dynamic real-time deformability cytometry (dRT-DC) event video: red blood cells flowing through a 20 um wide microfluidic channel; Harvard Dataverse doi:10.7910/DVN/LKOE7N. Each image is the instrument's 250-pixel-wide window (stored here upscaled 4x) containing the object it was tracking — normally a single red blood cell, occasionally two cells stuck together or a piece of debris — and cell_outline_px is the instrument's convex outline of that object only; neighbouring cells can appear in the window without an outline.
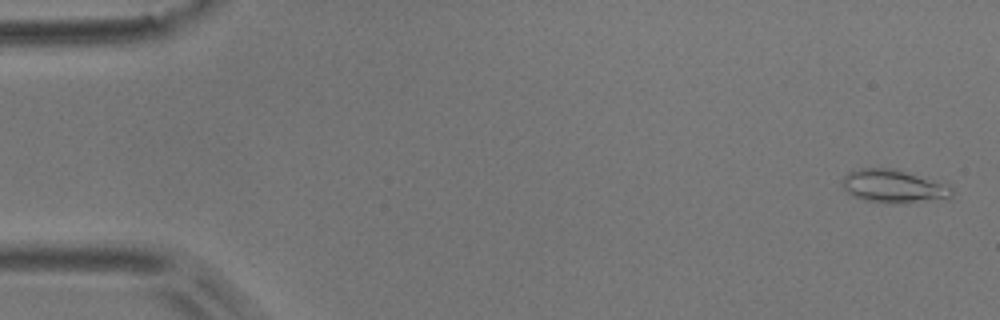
{"species": "common noctule bat (a hibernating species)", "species_latin": "Nyctalus noctula", "temperature_condition": "room temperature", "stored_images_in_passage": 5, "segment_of_instrument_passage": [1, 2], "camera_frame_rate_fps": 3000, "um_per_image_px": 0.085, "animal": {"sex": "male", "body_mass_g": 17.9}, "frame": {"image": 1, "passage_image": 1, "time_ms": 0.0, "image_size_px": [1000, 320], "cell_outline_px": [[952, 196], [948, 200], [896, 204], [884, 204], [864, 200], [852, 196], [844, 188], [844, 176], [848, 172], [860, 168], [892, 168], [952, 188]], "centroid_in_image_um": [75.93, 15.89], "position_along_channel_um": 9.1, "area_um2": 20.98}}